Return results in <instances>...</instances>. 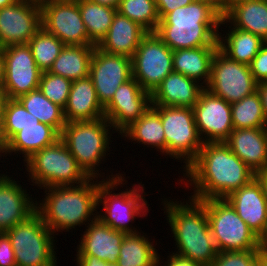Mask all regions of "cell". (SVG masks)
<instances>
[{
  "mask_svg": "<svg viewBox=\"0 0 267 266\" xmlns=\"http://www.w3.org/2000/svg\"><path fill=\"white\" fill-rule=\"evenodd\" d=\"M205 87L178 72H171L151 94V105L193 108Z\"/></svg>",
  "mask_w": 267,
  "mask_h": 266,
  "instance_id": "cell-23",
  "label": "cell"
},
{
  "mask_svg": "<svg viewBox=\"0 0 267 266\" xmlns=\"http://www.w3.org/2000/svg\"><path fill=\"white\" fill-rule=\"evenodd\" d=\"M151 107V94L133 77L121 84L104 107V117L117 134L140 118Z\"/></svg>",
  "mask_w": 267,
  "mask_h": 266,
  "instance_id": "cell-18",
  "label": "cell"
},
{
  "mask_svg": "<svg viewBox=\"0 0 267 266\" xmlns=\"http://www.w3.org/2000/svg\"><path fill=\"white\" fill-rule=\"evenodd\" d=\"M132 77L150 94L173 72V51L156 35L148 32L132 56Z\"/></svg>",
  "mask_w": 267,
  "mask_h": 266,
  "instance_id": "cell-11",
  "label": "cell"
},
{
  "mask_svg": "<svg viewBox=\"0 0 267 266\" xmlns=\"http://www.w3.org/2000/svg\"><path fill=\"white\" fill-rule=\"evenodd\" d=\"M111 174H106V179L104 177L100 181L90 178L79 185L43 188L45 197L40 200L41 202L36 201V212L55 235L62 231L71 232L70 230L73 231L77 226L86 227L97 218L99 184L103 180H112L124 175L119 172Z\"/></svg>",
  "mask_w": 267,
  "mask_h": 266,
  "instance_id": "cell-2",
  "label": "cell"
},
{
  "mask_svg": "<svg viewBox=\"0 0 267 266\" xmlns=\"http://www.w3.org/2000/svg\"><path fill=\"white\" fill-rule=\"evenodd\" d=\"M61 134L52 126L45 123L28 124L22 127L8 142L5 149V157L22 154L25 162L37 151L55 144Z\"/></svg>",
  "mask_w": 267,
  "mask_h": 266,
  "instance_id": "cell-26",
  "label": "cell"
},
{
  "mask_svg": "<svg viewBox=\"0 0 267 266\" xmlns=\"http://www.w3.org/2000/svg\"><path fill=\"white\" fill-rule=\"evenodd\" d=\"M3 101V94H2V90L0 89V103Z\"/></svg>",
  "mask_w": 267,
  "mask_h": 266,
  "instance_id": "cell-58",
  "label": "cell"
},
{
  "mask_svg": "<svg viewBox=\"0 0 267 266\" xmlns=\"http://www.w3.org/2000/svg\"><path fill=\"white\" fill-rule=\"evenodd\" d=\"M117 12L138 23L147 32H155L160 21L155 0H120Z\"/></svg>",
  "mask_w": 267,
  "mask_h": 266,
  "instance_id": "cell-37",
  "label": "cell"
},
{
  "mask_svg": "<svg viewBox=\"0 0 267 266\" xmlns=\"http://www.w3.org/2000/svg\"><path fill=\"white\" fill-rule=\"evenodd\" d=\"M114 133L117 132L114 131L110 122L103 117L92 121L66 123L60 139L66 144L83 171L90 178L100 180V177L103 178L105 173L101 172L99 166L104 164L101 161L104 162L108 154L110 156L108 152H110L111 146L109 145L113 142L111 138Z\"/></svg>",
  "mask_w": 267,
  "mask_h": 266,
  "instance_id": "cell-5",
  "label": "cell"
},
{
  "mask_svg": "<svg viewBox=\"0 0 267 266\" xmlns=\"http://www.w3.org/2000/svg\"><path fill=\"white\" fill-rule=\"evenodd\" d=\"M3 112L6 142L25 125L39 123V120L29 113L17 99L3 98Z\"/></svg>",
  "mask_w": 267,
  "mask_h": 266,
  "instance_id": "cell-38",
  "label": "cell"
},
{
  "mask_svg": "<svg viewBox=\"0 0 267 266\" xmlns=\"http://www.w3.org/2000/svg\"><path fill=\"white\" fill-rule=\"evenodd\" d=\"M215 6L222 14L226 11V0H205Z\"/></svg>",
  "mask_w": 267,
  "mask_h": 266,
  "instance_id": "cell-51",
  "label": "cell"
},
{
  "mask_svg": "<svg viewBox=\"0 0 267 266\" xmlns=\"http://www.w3.org/2000/svg\"><path fill=\"white\" fill-rule=\"evenodd\" d=\"M147 33L138 23L116 12L106 36L97 47L110 54L132 58Z\"/></svg>",
  "mask_w": 267,
  "mask_h": 266,
  "instance_id": "cell-25",
  "label": "cell"
},
{
  "mask_svg": "<svg viewBox=\"0 0 267 266\" xmlns=\"http://www.w3.org/2000/svg\"><path fill=\"white\" fill-rule=\"evenodd\" d=\"M5 80V60L3 55V49L0 48V89L2 90Z\"/></svg>",
  "mask_w": 267,
  "mask_h": 266,
  "instance_id": "cell-49",
  "label": "cell"
},
{
  "mask_svg": "<svg viewBox=\"0 0 267 266\" xmlns=\"http://www.w3.org/2000/svg\"><path fill=\"white\" fill-rule=\"evenodd\" d=\"M188 201L164 197L161 205L174 237V253L202 266H210L217 256V248L209 227L204 200L188 196ZM186 203V204H185Z\"/></svg>",
  "mask_w": 267,
  "mask_h": 266,
  "instance_id": "cell-3",
  "label": "cell"
},
{
  "mask_svg": "<svg viewBox=\"0 0 267 266\" xmlns=\"http://www.w3.org/2000/svg\"><path fill=\"white\" fill-rule=\"evenodd\" d=\"M29 1L38 2L40 4L43 0H29Z\"/></svg>",
  "mask_w": 267,
  "mask_h": 266,
  "instance_id": "cell-59",
  "label": "cell"
},
{
  "mask_svg": "<svg viewBox=\"0 0 267 266\" xmlns=\"http://www.w3.org/2000/svg\"><path fill=\"white\" fill-rule=\"evenodd\" d=\"M241 0H226V10L234 3L239 2Z\"/></svg>",
  "mask_w": 267,
  "mask_h": 266,
  "instance_id": "cell-55",
  "label": "cell"
},
{
  "mask_svg": "<svg viewBox=\"0 0 267 266\" xmlns=\"http://www.w3.org/2000/svg\"><path fill=\"white\" fill-rule=\"evenodd\" d=\"M77 266H118L117 262L99 260L94 256H76Z\"/></svg>",
  "mask_w": 267,
  "mask_h": 266,
  "instance_id": "cell-45",
  "label": "cell"
},
{
  "mask_svg": "<svg viewBox=\"0 0 267 266\" xmlns=\"http://www.w3.org/2000/svg\"><path fill=\"white\" fill-rule=\"evenodd\" d=\"M74 2L76 0H43L40 5L42 4H49V3H52V2Z\"/></svg>",
  "mask_w": 267,
  "mask_h": 266,
  "instance_id": "cell-54",
  "label": "cell"
},
{
  "mask_svg": "<svg viewBox=\"0 0 267 266\" xmlns=\"http://www.w3.org/2000/svg\"><path fill=\"white\" fill-rule=\"evenodd\" d=\"M160 115L166 140V155L183 162L184 170L203 146L192 108L151 105Z\"/></svg>",
  "mask_w": 267,
  "mask_h": 266,
  "instance_id": "cell-10",
  "label": "cell"
},
{
  "mask_svg": "<svg viewBox=\"0 0 267 266\" xmlns=\"http://www.w3.org/2000/svg\"><path fill=\"white\" fill-rule=\"evenodd\" d=\"M218 49L219 46H204L174 50L173 70L206 87L211 77L212 60Z\"/></svg>",
  "mask_w": 267,
  "mask_h": 266,
  "instance_id": "cell-29",
  "label": "cell"
},
{
  "mask_svg": "<svg viewBox=\"0 0 267 266\" xmlns=\"http://www.w3.org/2000/svg\"><path fill=\"white\" fill-rule=\"evenodd\" d=\"M17 0H0V9L15 3Z\"/></svg>",
  "mask_w": 267,
  "mask_h": 266,
  "instance_id": "cell-53",
  "label": "cell"
},
{
  "mask_svg": "<svg viewBox=\"0 0 267 266\" xmlns=\"http://www.w3.org/2000/svg\"><path fill=\"white\" fill-rule=\"evenodd\" d=\"M258 266H265V255L263 256V258L259 262V265Z\"/></svg>",
  "mask_w": 267,
  "mask_h": 266,
  "instance_id": "cell-56",
  "label": "cell"
},
{
  "mask_svg": "<svg viewBox=\"0 0 267 266\" xmlns=\"http://www.w3.org/2000/svg\"><path fill=\"white\" fill-rule=\"evenodd\" d=\"M41 26L65 45H94L89 39L77 1L42 4Z\"/></svg>",
  "mask_w": 267,
  "mask_h": 266,
  "instance_id": "cell-17",
  "label": "cell"
},
{
  "mask_svg": "<svg viewBox=\"0 0 267 266\" xmlns=\"http://www.w3.org/2000/svg\"><path fill=\"white\" fill-rule=\"evenodd\" d=\"M195 0H155L158 16L162 19L167 13L175 10L178 7L191 4Z\"/></svg>",
  "mask_w": 267,
  "mask_h": 266,
  "instance_id": "cell-43",
  "label": "cell"
},
{
  "mask_svg": "<svg viewBox=\"0 0 267 266\" xmlns=\"http://www.w3.org/2000/svg\"><path fill=\"white\" fill-rule=\"evenodd\" d=\"M225 199L248 227L261 238L267 229V203L259 181L254 178Z\"/></svg>",
  "mask_w": 267,
  "mask_h": 266,
  "instance_id": "cell-21",
  "label": "cell"
},
{
  "mask_svg": "<svg viewBox=\"0 0 267 266\" xmlns=\"http://www.w3.org/2000/svg\"><path fill=\"white\" fill-rule=\"evenodd\" d=\"M261 246L267 254V229L264 235L260 238Z\"/></svg>",
  "mask_w": 267,
  "mask_h": 266,
  "instance_id": "cell-52",
  "label": "cell"
},
{
  "mask_svg": "<svg viewBox=\"0 0 267 266\" xmlns=\"http://www.w3.org/2000/svg\"><path fill=\"white\" fill-rule=\"evenodd\" d=\"M249 66L257 83H263L267 80V42L261 46Z\"/></svg>",
  "mask_w": 267,
  "mask_h": 266,
  "instance_id": "cell-41",
  "label": "cell"
},
{
  "mask_svg": "<svg viewBox=\"0 0 267 266\" xmlns=\"http://www.w3.org/2000/svg\"><path fill=\"white\" fill-rule=\"evenodd\" d=\"M89 1L101 4V5L110 6L115 9H118V6L120 4V0H89Z\"/></svg>",
  "mask_w": 267,
  "mask_h": 266,
  "instance_id": "cell-50",
  "label": "cell"
},
{
  "mask_svg": "<svg viewBox=\"0 0 267 266\" xmlns=\"http://www.w3.org/2000/svg\"><path fill=\"white\" fill-rule=\"evenodd\" d=\"M142 233V234H141ZM147 233L138 232L126 234L117 260L118 266H156L159 254L154 239H149Z\"/></svg>",
  "mask_w": 267,
  "mask_h": 266,
  "instance_id": "cell-32",
  "label": "cell"
},
{
  "mask_svg": "<svg viewBox=\"0 0 267 266\" xmlns=\"http://www.w3.org/2000/svg\"><path fill=\"white\" fill-rule=\"evenodd\" d=\"M23 163L28 174L26 177L29 176L28 182L31 181L32 186L41 190L45 187L79 185L90 179L61 139L37 151Z\"/></svg>",
  "mask_w": 267,
  "mask_h": 266,
  "instance_id": "cell-7",
  "label": "cell"
},
{
  "mask_svg": "<svg viewBox=\"0 0 267 266\" xmlns=\"http://www.w3.org/2000/svg\"><path fill=\"white\" fill-rule=\"evenodd\" d=\"M143 147H155L159 155L166 156V140L159 113L151 106L140 118L131 123L118 136ZM135 141V142H134ZM141 143V144H140Z\"/></svg>",
  "mask_w": 267,
  "mask_h": 266,
  "instance_id": "cell-30",
  "label": "cell"
},
{
  "mask_svg": "<svg viewBox=\"0 0 267 266\" xmlns=\"http://www.w3.org/2000/svg\"><path fill=\"white\" fill-rule=\"evenodd\" d=\"M221 25L226 28L229 25V30L223 35L218 33L219 50L233 61L250 65L265 41L251 32L234 28L223 16L219 28Z\"/></svg>",
  "mask_w": 267,
  "mask_h": 266,
  "instance_id": "cell-27",
  "label": "cell"
},
{
  "mask_svg": "<svg viewBox=\"0 0 267 266\" xmlns=\"http://www.w3.org/2000/svg\"><path fill=\"white\" fill-rule=\"evenodd\" d=\"M265 266H267V254H265Z\"/></svg>",
  "mask_w": 267,
  "mask_h": 266,
  "instance_id": "cell-60",
  "label": "cell"
},
{
  "mask_svg": "<svg viewBox=\"0 0 267 266\" xmlns=\"http://www.w3.org/2000/svg\"><path fill=\"white\" fill-rule=\"evenodd\" d=\"M183 171L179 185L192 189L190 197L197 200L225 199L256 175L225 142L203 143L199 154Z\"/></svg>",
  "mask_w": 267,
  "mask_h": 266,
  "instance_id": "cell-1",
  "label": "cell"
},
{
  "mask_svg": "<svg viewBox=\"0 0 267 266\" xmlns=\"http://www.w3.org/2000/svg\"><path fill=\"white\" fill-rule=\"evenodd\" d=\"M222 13L205 0L178 7L160 19L156 35L172 50L218 46Z\"/></svg>",
  "mask_w": 267,
  "mask_h": 266,
  "instance_id": "cell-4",
  "label": "cell"
},
{
  "mask_svg": "<svg viewBox=\"0 0 267 266\" xmlns=\"http://www.w3.org/2000/svg\"><path fill=\"white\" fill-rule=\"evenodd\" d=\"M257 92L260 95L261 102H262V107H263V112L267 121V84L263 83H258L257 84Z\"/></svg>",
  "mask_w": 267,
  "mask_h": 266,
  "instance_id": "cell-46",
  "label": "cell"
},
{
  "mask_svg": "<svg viewBox=\"0 0 267 266\" xmlns=\"http://www.w3.org/2000/svg\"><path fill=\"white\" fill-rule=\"evenodd\" d=\"M27 45L31 49L37 67L42 72L49 71L53 62L65 46L62 41L52 33L46 31L42 26L29 40Z\"/></svg>",
  "mask_w": 267,
  "mask_h": 266,
  "instance_id": "cell-36",
  "label": "cell"
},
{
  "mask_svg": "<svg viewBox=\"0 0 267 266\" xmlns=\"http://www.w3.org/2000/svg\"><path fill=\"white\" fill-rule=\"evenodd\" d=\"M222 16L234 28L251 32L267 42V0H241Z\"/></svg>",
  "mask_w": 267,
  "mask_h": 266,
  "instance_id": "cell-28",
  "label": "cell"
},
{
  "mask_svg": "<svg viewBox=\"0 0 267 266\" xmlns=\"http://www.w3.org/2000/svg\"><path fill=\"white\" fill-rule=\"evenodd\" d=\"M125 235L96 218L86 226L75 256H94L102 261L117 262Z\"/></svg>",
  "mask_w": 267,
  "mask_h": 266,
  "instance_id": "cell-20",
  "label": "cell"
},
{
  "mask_svg": "<svg viewBox=\"0 0 267 266\" xmlns=\"http://www.w3.org/2000/svg\"><path fill=\"white\" fill-rule=\"evenodd\" d=\"M95 47V45H65L48 72L71 81L88 77Z\"/></svg>",
  "mask_w": 267,
  "mask_h": 266,
  "instance_id": "cell-31",
  "label": "cell"
},
{
  "mask_svg": "<svg viewBox=\"0 0 267 266\" xmlns=\"http://www.w3.org/2000/svg\"><path fill=\"white\" fill-rule=\"evenodd\" d=\"M225 143L255 173L267 169V128L233 129Z\"/></svg>",
  "mask_w": 267,
  "mask_h": 266,
  "instance_id": "cell-22",
  "label": "cell"
},
{
  "mask_svg": "<svg viewBox=\"0 0 267 266\" xmlns=\"http://www.w3.org/2000/svg\"><path fill=\"white\" fill-rule=\"evenodd\" d=\"M63 112L66 123L92 121L104 117V107L97 98L95 87L89 76L72 81Z\"/></svg>",
  "mask_w": 267,
  "mask_h": 266,
  "instance_id": "cell-24",
  "label": "cell"
},
{
  "mask_svg": "<svg viewBox=\"0 0 267 266\" xmlns=\"http://www.w3.org/2000/svg\"><path fill=\"white\" fill-rule=\"evenodd\" d=\"M265 254L263 248L218 252L210 266H258Z\"/></svg>",
  "mask_w": 267,
  "mask_h": 266,
  "instance_id": "cell-40",
  "label": "cell"
},
{
  "mask_svg": "<svg viewBox=\"0 0 267 266\" xmlns=\"http://www.w3.org/2000/svg\"><path fill=\"white\" fill-rule=\"evenodd\" d=\"M193 113L203 143L225 142L233 131L231 104L204 88Z\"/></svg>",
  "mask_w": 267,
  "mask_h": 266,
  "instance_id": "cell-15",
  "label": "cell"
},
{
  "mask_svg": "<svg viewBox=\"0 0 267 266\" xmlns=\"http://www.w3.org/2000/svg\"><path fill=\"white\" fill-rule=\"evenodd\" d=\"M160 253L157 256L156 266H202L198 262H195L191 259H188L186 257L177 255L172 251V253H169V256L167 257V261L160 260ZM164 262V263H163ZM163 263V265H161Z\"/></svg>",
  "mask_w": 267,
  "mask_h": 266,
  "instance_id": "cell-44",
  "label": "cell"
},
{
  "mask_svg": "<svg viewBox=\"0 0 267 266\" xmlns=\"http://www.w3.org/2000/svg\"><path fill=\"white\" fill-rule=\"evenodd\" d=\"M257 84L249 65L229 59L219 49L216 51L207 90L232 104L256 92Z\"/></svg>",
  "mask_w": 267,
  "mask_h": 266,
  "instance_id": "cell-12",
  "label": "cell"
},
{
  "mask_svg": "<svg viewBox=\"0 0 267 266\" xmlns=\"http://www.w3.org/2000/svg\"><path fill=\"white\" fill-rule=\"evenodd\" d=\"M204 206L218 252L262 248L260 238L226 199L204 200Z\"/></svg>",
  "mask_w": 267,
  "mask_h": 266,
  "instance_id": "cell-9",
  "label": "cell"
},
{
  "mask_svg": "<svg viewBox=\"0 0 267 266\" xmlns=\"http://www.w3.org/2000/svg\"><path fill=\"white\" fill-rule=\"evenodd\" d=\"M5 233L12 243L16 266H58L55 234L37 212Z\"/></svg>",
  "mask_w": 267,
  "mask_h": 266,
  "instance_id": "cell-8",
  "label": "cell"
},
{
  "mask_svg": "<svg viewBox=\"0 0 267 266\" xmlns=\"http://www.w3.org/2000/svg\"><path fill=\"white\" fill-rule=\"evenodd\" d=\"M40 27V4L17 0L0 9V48L28 44Z\"/></svg>",
  "mask_w": 267,
  "mask_h": 266,
  "instance_id": "cell-16",
  "label": "cell"
},
{
  "mask_svg": "<svg viewBox=\"0 0 267 266\" xmlns=\"http://www.w3.org/2000/svg\"><path fill=\"white\" fill-rule=\"evenodd\" d=\"M255 178L259 181V183L262 186L264 197L267 203V169L262 172L256 173Z\"/></svg>",
  "mask_w": 267,
  "mask_h": 266,
  "instance_id": "cell-48",
  "label": "cell"
},
{
  "mask_svg": "<svg viewBox=\"0 0 267 266\" xmlns=\"http://www.w3.org/2000/svg\"><path fill=\"white\" fill-rule=\"evenodd\" d=\"M2 153H3L4 155H3ZM1 156H2V157L5 156V150L0 146V157H1Z\"/></svg>",
  "mask_w": 267,
  "mask_h": 266,
  "instance_id": "cell-57",
  "label": "cell"
},
{
  "mask_svg": "<svg viewBox=\"0 0 267 266\" xmlns=\"http://www.w3.org/2000/svg\"><path fill=\"white\" fill-rule=\"evenodd\" d=\"M17 100L29 113L34 115L39 122L54 127L61 134L66 125L63 108L52 103L43 95L39 88L19 96Z\"/></svg>",
  "mask_w": 267,
  "mask_h": 266,
  "instance_id": "cell-34",
  "label": "cell"
},
{
  "mask_svg": "<svg viewBox=\"0 0 267 266\" xmlns=\"http://www.w3.org/2000/svg\"><path fill=\"white\" fill-rule=\"evenodd\" d=\"M125 178L124 174L112 180H103L99 184L98 209L100 210L99 206L102 205L104 211H98L97 218L116 231L126 234L138 233L141 231H138L132 224L136 218L142 216L144 218L149 213V204L145 197L148 194L145 193L142 182L132 185V188H127L128 181ZM124 184L126 191L114 193V190L123 187Z\"/></svg>",
  "mask_w": 267,
  "mask_h": 266,
  "instance_id": "cell-6",
  "label": "cell"
},
{
  "mask_svg": "<svg viewBox=\"0 0 267 266\" xmlns=\"http://www.w3.org/2000/svg\"><path fill=\"white\" fill-rule=\"evenodd\" d=\"M0 266H16L12 243L6 233H0Z\"/></svg>",
  "mask_w": 267,
  "mask_h": 266,
  "instance_id": "cell-42",
  "label": "cell"
},
{
  "mask_svg": "<svg viewBox=\"0 0 267 266\" xmlns=\"http://www.w3.org/2000/svg\"><path fill=\"white\" fill-rule=\"evenodd\" d=\"M231 112L234 129L267 128L261 98L257 91L232 103Z\"/></svg>",
  "mask_w": 267,
  "mask_h": 266,
  "instance_id": "cell-35",
  "label": "cell"
},
{
  "mask_svg": "<svg viewBox=\"0 0 267 266\" xmlns=\"http://www.w3.org/2000/svg\"><path fill=\"white\" fill-rule=\"evenodd\" d=\"M22 187L14 177L0 173V233L24 222L36 212V198L33 200L34 197Z\"/></svg>",
  "mask_w": 267,
  "mask_h": 266,
  "instance_id": "cell-19",
  "label": "cell"
},
{
  "mask_svg": "<svg viewBox=\"0 0 267 266\" xmlns=\"http://www.w3.org/2000/svg\"><path fill=\"white\" fill-rule=\"evenodd\" d=\"M0 146L5 150L7 142L4 133V112H3V101L0 103Z\"/></svg>",
  "mask_w": 267,
  "mask_h": 266,
  "instance_id": "cell-47",
  "label": "cell"
},
{
  "mask_svg": "<svg viewBox=\"0 0 267 266\" xmlns=\"http://www.w3.org/2000/svg\"><path fill=\"white\" fill-rule=\"evenodd\" d=\"M76 1L80 9L88 39L97 46L106 36L117 9L89 0Z\"/></svg>",
  "mask_w": 267,
  "mask_h": 266,
  "instance_id": "cell-33",
  "label": "cell"
},
{
  "mask_svg": "<svg viewBox=\"0 0 267 266\" xmlns=\"http://www.w3.org/2000/svg\"><path fill=\"white\" fill-rule=\"evenodd\" d=\"M89 77L99 102L105 107L119 86L132 78V59L107 53L96 46L91 57Z\"/></svg>",
  "mask_w": 267,
  "mask_h": 266,
  "instance_id": "cell-14",
  "label": "cell"
},
{
  "mask_svg": "<svg viewBox=\"0 0 267 266\" xmlns=\"http://www.w3.org/2000/svg\"><path fill=\"white\" fill-rule=\"evenodd\" d=\"M2 49L5 60L3 98L17 99L38 89L42 71L37 67L30 47L11 45Z\"/></svg>",
  "mask_w": 267,
  "mask_h": 266,
  "instance_id": "cell-13",
  "label": "cell"
},
{
  "mask_svg": "<svg viewBox=\"0 0 267 266\" xmlns=\"http://www.w3.org/2000/svg\"><path fill=\"white\" fill-rule=\"evenodd\" d=\"M71 84V80L47 71L41 74L39 90L52 103L64 109L70 93Z\"/></svg>",
  "mask_w": 267,
  "mask_h": 266,
  "instance_id": "cell-39",
  "label": "cell"
}]
</instances>
